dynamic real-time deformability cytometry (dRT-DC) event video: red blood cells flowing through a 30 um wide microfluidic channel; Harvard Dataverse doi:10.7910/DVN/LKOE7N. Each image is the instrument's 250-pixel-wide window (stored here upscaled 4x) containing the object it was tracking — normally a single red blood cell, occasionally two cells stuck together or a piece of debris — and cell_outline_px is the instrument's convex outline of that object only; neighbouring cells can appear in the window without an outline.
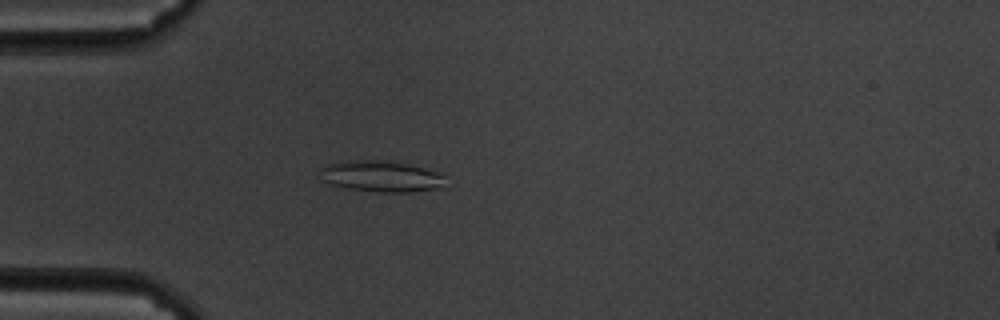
{"species": "common noctule bat (a hibernating species)", "species_latin": "Nyctalus noctula", "temperature_condition": "cold", "stored_images_in_passage": 48, "camera_frame_rate_fps": 3000, "um_per_image_px": 0.085, "animal": {"sex": "male", "body_mass_g": 19.5, "forearm_length_mm": 54.6}, "frame": {"image": 1, "passage_image": 6, "time_ms": 1.667, "image_size_px": [1000, 320], "cell_outline_px": [[448, 176], [436, 188], [412, 192], [376, 192], [348, 188], [332, 184], [320, 180], [320, 168], [328, 164], [348, 160], [380, 160], [408, 164], [444, 172]], "centroid_in_image_um": [32.4, 14.98], "position_along_channel_um": 52.6, "area_um2": 22.89}}
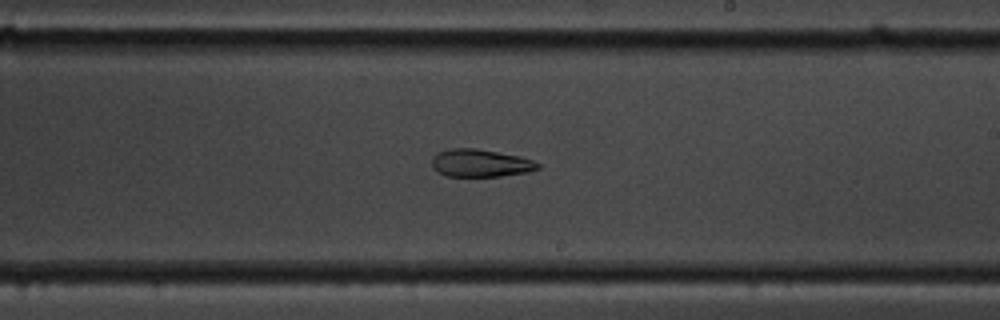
{"frame": {"image": 2, "passage_image": 24, "time_ms": 7.667, "image_size_px": [1000, 320], "cell_outline_px": [[540, 168], [528, 172], [500, 176], [444, 176], [436, 172], [432, 168], [432, 156], [436, 152], [452, 148], [476, 148], [520, 156], [532, 160], [540, 164]], "centroid_in_image_um": [40.79, 13.86], "position_along_channel_um": 248.2, "area_um2": 17.28}}
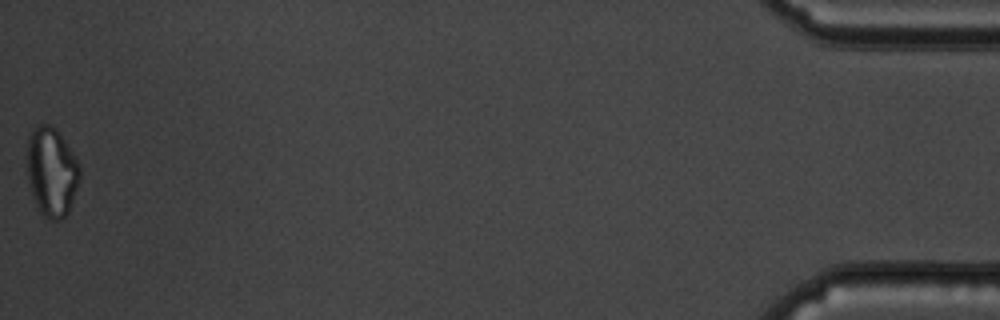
{"frame": {"image": 3, "passage_image": 48, "time_ms": 15.667, "image_size_px": [1000, 320], "cell_outline_px": [[80, 180], [68, 212], [60, 220], [52, 220], [44, 216], [40, 212], [36, 204], [28, 180], [28, 136], [40, 124], [48, 124], [56, 128], [80, 164]], "centroid_in_image_um": [4.41, 14.61], "position_along_channel_um": 430.8, "area_um2": 27.05}, "authors_computed_cell_mechanics": {"area_um2": 20.0855, "velocity_mm_per_s": 3.4316, "shape_relaxation_time_tau1_ms": null, "shape_relaxation_time_tau2_ms": 6.1779, "deformation_change_tau1": null, "deformation_change_tau2": 0.1401}}